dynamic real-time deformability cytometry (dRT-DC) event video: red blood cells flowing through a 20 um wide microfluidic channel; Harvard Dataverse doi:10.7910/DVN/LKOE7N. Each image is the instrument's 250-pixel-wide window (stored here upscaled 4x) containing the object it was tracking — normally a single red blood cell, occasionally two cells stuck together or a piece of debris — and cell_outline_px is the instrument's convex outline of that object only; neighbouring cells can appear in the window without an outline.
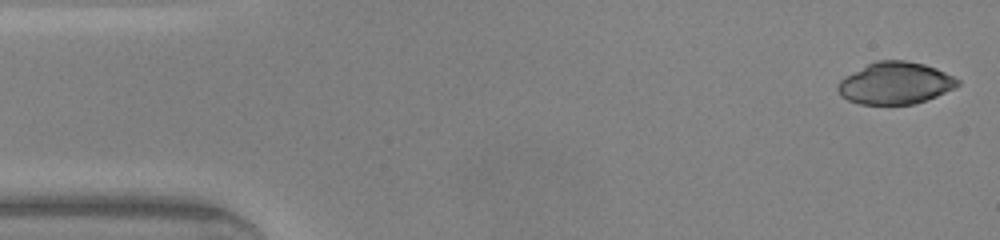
{"species": "common noctule bat (a hibernating species)", "species_latin": "Nyctalus noctula", "temperature_condition": "warm", "stored_images_in_passage": 45, "camera_frame_rate_fps": 3000, "um_per_image_px": 0.085, "animal": {"sex": "male", "body_mass_g": 20.0, "forearm_length_mm": 53.3}, "frame": {"image": 1, "passage_image": 1, "time_ms": 0.0, "image_size_px": [1000, 240], "cell_outline_px": [[960, 84], [956, 88], [936, 96], [912, 104], [860, 104], [848, 100], [840, 96], [836, 88], [836, 84], [844, 76], [876, 60], [904, 60], [924, 64], [936, 68], [960, 80]], "centroid_in_image_um": [76.07, 7.06], "position_along_channel_um": 8.9, "area_um2": 29.36}}
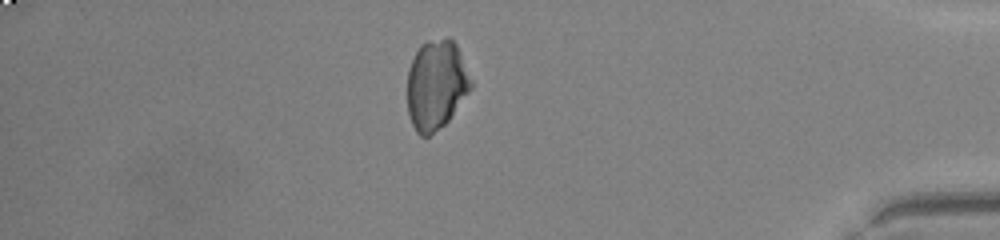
{"frame": {"image": 2, "passage_image": 39, "time_ms": 12.667, "image_size_px": [1000, 240], "cell_outline_px": [[472, 88], [448, 120], [444, 124], [428, 136], [420, 136], [416, 132], [412, 124], [408, 112], [408, 68], [420, 44], [428, 40], [448, 36], [456, 44], [472, 80]], "centroid_in_image_um": [37.08, 7.18], "position_along_channel_um": 398.1, "area_um2": 33.18}}